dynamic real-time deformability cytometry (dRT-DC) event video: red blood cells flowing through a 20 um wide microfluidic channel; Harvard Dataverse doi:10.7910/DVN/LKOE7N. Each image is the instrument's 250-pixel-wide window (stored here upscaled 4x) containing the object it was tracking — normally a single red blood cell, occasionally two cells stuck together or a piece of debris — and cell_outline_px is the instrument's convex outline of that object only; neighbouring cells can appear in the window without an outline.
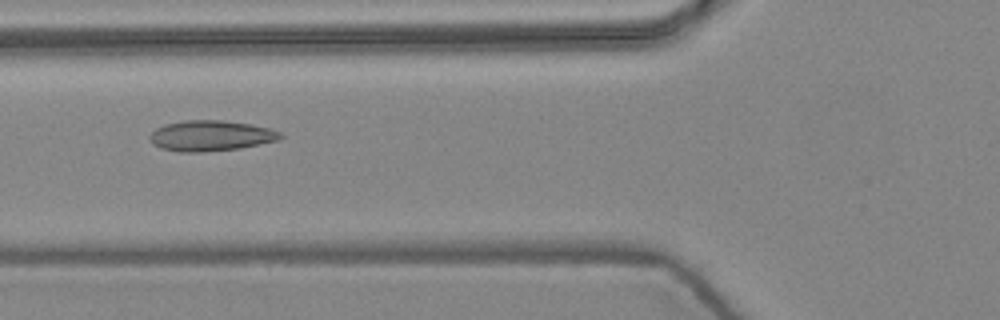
{"species": "common noctule bat (a hibernating species)", "species_latin": "Nyctalus noctula", "temperature_condition": "warm", "stored_images_in_passage": 4, "camera_frame_rate_fps": 3000, "um_per_image_px": 0.085, "animal": {"sex": "female", "body_mass_g": 24.6, "forearm_length_mm": 56.2}, "frame": {"image": 1, "passage_image": 3, "time_ms": 0.667, "image_size_px": [1000, 320], "cell_outline_px": [[284, 136], [280, 140], [240, 148], [200, 152], [180, 152], [160, 148], [152, 144], [148, 136], [156, 128], [164, 124], [184, 120], [224, 120], [252, 124], [268, 128], [280, 132]], "centroid_in_image_um": [17.9, 11.53], "position_along_channel_um": 107.9, "area_um2": 23.47}}
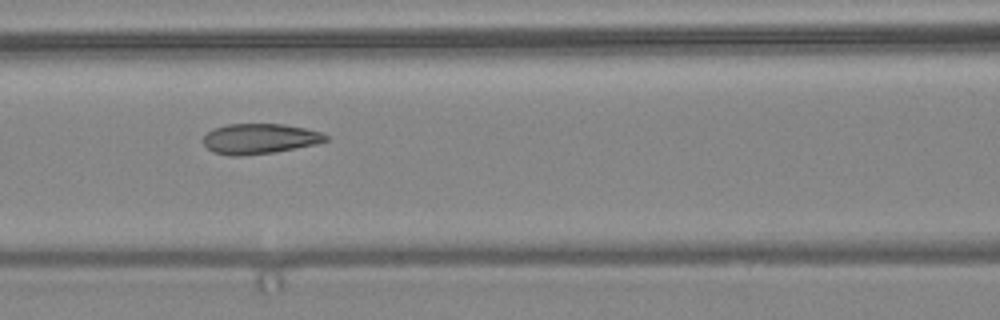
{"frame": {"image": 2, "passage_image": 4, "time_ms": 1.0, "image_size_px": [1000, 320], "cell_outline_px": [[328, 140], [316, 144], [276, 152], [240, 156], [228, 156], [212, 152], [204, 144], [204, 136], [208, 132], [216, 128], [228, 124], [284, 124], [304, 128], [320, 132], [328, 136]], "centroid_in_image_um": [22.07, 11.8], "position_along_channel_um": 144.5, "area_um2": 21.56}}